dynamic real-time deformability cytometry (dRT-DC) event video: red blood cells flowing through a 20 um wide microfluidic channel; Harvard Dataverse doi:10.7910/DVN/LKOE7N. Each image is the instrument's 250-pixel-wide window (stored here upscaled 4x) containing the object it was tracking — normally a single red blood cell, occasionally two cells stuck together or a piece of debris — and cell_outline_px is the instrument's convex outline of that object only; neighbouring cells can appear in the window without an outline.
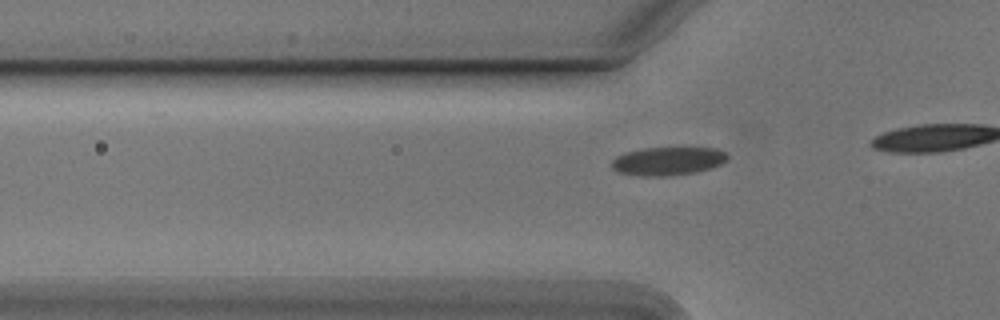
{"species": "Egyptian fruit bat (a non-hibernating species)", "species_latin": "Rousettus aegyptiacus", "temperature_condition": "cold", "stored_images_in_passage": 13, "camera_frame_rate_fps": 3000, "um_per_image_px": 0.085, "animal": {"sex": "male"}, "frame": {"image": 1, "passage_image": 8, "time_ms": 2.333, "image_size_px": [1000, 320], "cell_outline_px": [[728, 160], [712, 168], [696, 172], [668, 176], [640, 176], [616, 172], [612, 168], [612, 160], [616, 156], [624, 152], [644, 148], [716, 148], [724, 152], [728, 156]], "centroid_in_image_um": [56.74, 13.7], "position_along_channel_um": 69.1, "area_um2": 19.25}}